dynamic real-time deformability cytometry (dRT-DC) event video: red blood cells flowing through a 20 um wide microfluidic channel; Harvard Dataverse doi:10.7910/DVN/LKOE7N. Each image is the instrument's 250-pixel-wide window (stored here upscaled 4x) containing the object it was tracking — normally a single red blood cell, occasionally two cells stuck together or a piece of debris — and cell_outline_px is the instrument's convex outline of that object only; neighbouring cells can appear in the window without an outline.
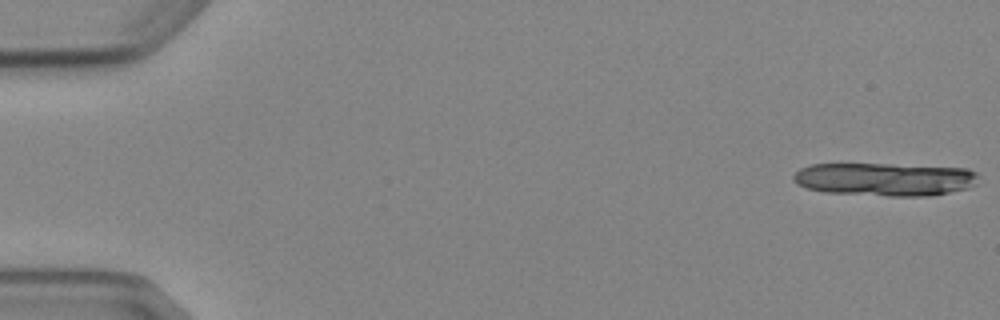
{"species": "Egyptian fruit bat (a non-hibernating species)", "species_latin": "Rousettus aegyptiacus", "temperature_condition": "cold", "stored_images_in_passage": 8, "segment_of_instrument_passage": [1, 2], "camera_frame_rate_fps": 3000, "um_per_image_px": 0.085, "animal": {"sex": "female"}, "frame": {"image": 1, "passage_image": 1, "time_ms": 0.0, "image_size_px": [1000, 320], "cell_outline_px": [[980, 176], [976, 184], [968, 188], [928, 196], [888, 196], [824, 192], [804, 188], [796, 184], [792, 180], [792, 176], [800, 168], [812, 164], [892, 164], [968, 168], [976, 172]], "centroid_in_image_um": [75.2, 15.23], "position_along_channel_um": 9.8, "area_um2": 36.13}}